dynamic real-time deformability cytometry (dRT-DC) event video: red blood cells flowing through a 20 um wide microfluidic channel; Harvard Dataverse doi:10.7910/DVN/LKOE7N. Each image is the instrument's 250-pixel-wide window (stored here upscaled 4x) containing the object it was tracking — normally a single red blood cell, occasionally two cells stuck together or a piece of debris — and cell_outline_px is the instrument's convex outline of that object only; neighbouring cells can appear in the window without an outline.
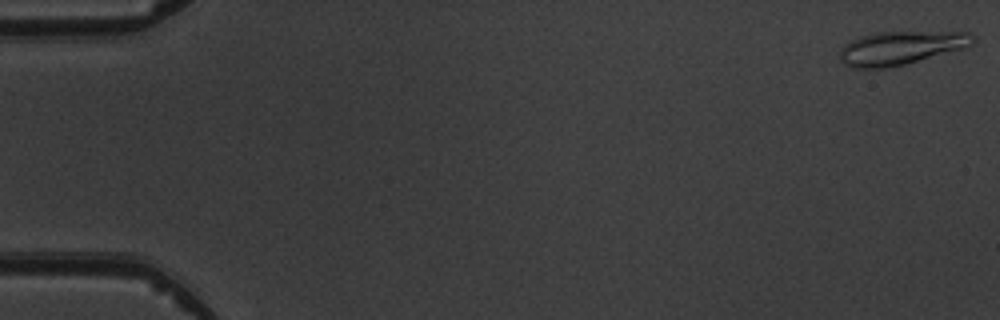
{"species": "common noctule bat (a hibernating species)", "species_latin": "Nyctalus noctula", "temperature_condition": "warm", "stored_images_in_passage": 7, "camera_frame_rate_fps": 3000, "um_per_image_px": 0.085, "animal": {"sex": "male", "body_mass_g": 19.5, "forearm_length_mm": 54.6}, "frame": {"image": 1, "passage_image": 1, "time_ms": 0.0, "image_size_px": [1000, 320], "cell_outline_px": [[976, 40], [972, 44], [964, 48], [904, 64], [884, 68], [852, 68], [844, 64], [840, 60], [840, 48], [844, 44], [860, 36], [876, 32], [968, 32], [976, 36]], "centroid_in_image_um": [76.55, 4.06], "position_along_channel_um": 8.5, "area_um2": 25.89}}
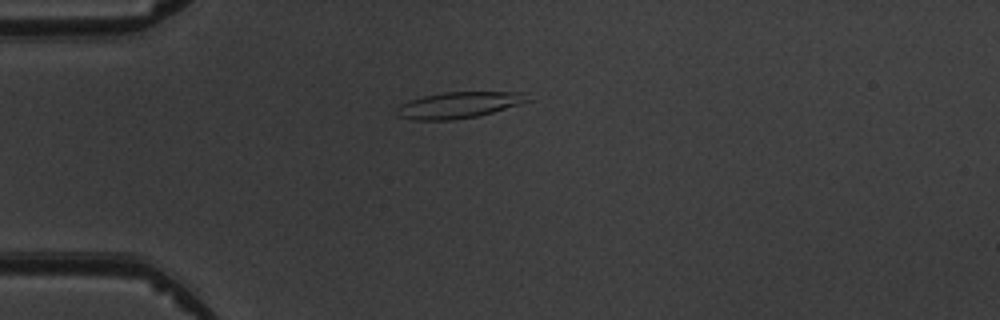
{"frame": {"image": 2, "passage_image": 4, "time_ms": 4.333, "image_size_px": [1000, 320], "cell_outline_px": [[532, 100], [492, 112], [476, 116], [456, 120], [412, 120], [396, 116], [396, 108], [400, 104], [408, 100], [424, 96], [444, 92], [528, 92]], "centroid_in_image_um": [38.98, 8.92], "position_along_channel_um": 46.0, "area_um2": 20.17}}
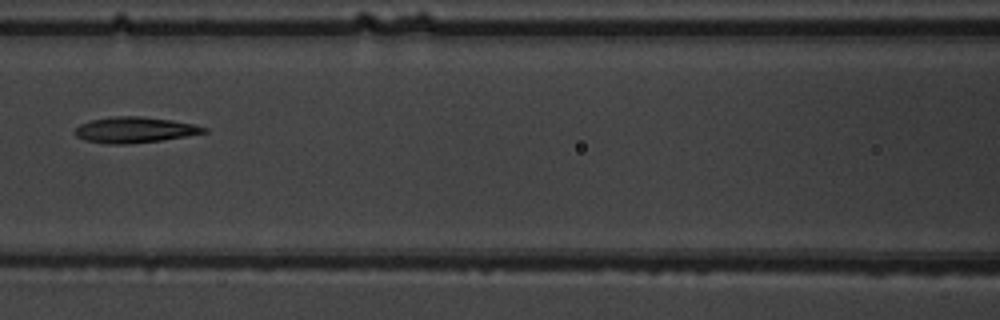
{"frame": {"image": 3, "passage_image": 7, "time_ms": 7.667, "image_size_px": [1000, 320], "cell_outline_px": [[208, 132], [160, 140], [128, 144], [104, 144], [84, 140], [76, 136], [72, 132], [80, 124], [92, 120], [116, 116], [140, 116], [172, 120], [192, 124], [208, 128]], "centroid_in_image_um": [11.4, 11.04], "position_along_channel_um": 155.2, "area_um2": 19.31}}